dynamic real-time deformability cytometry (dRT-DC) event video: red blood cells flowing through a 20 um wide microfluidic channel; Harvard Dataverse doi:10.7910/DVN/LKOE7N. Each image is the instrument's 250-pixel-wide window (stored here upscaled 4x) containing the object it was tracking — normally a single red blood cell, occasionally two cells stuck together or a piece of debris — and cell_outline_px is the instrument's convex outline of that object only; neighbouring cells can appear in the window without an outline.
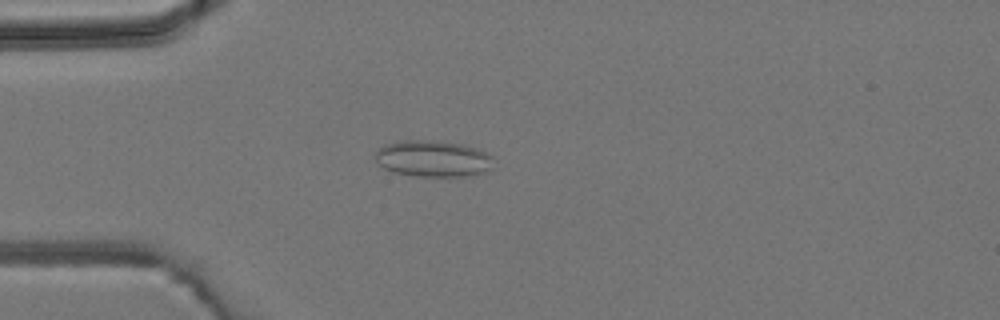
{"species": "common noctule bat (a hibernating species)", "species_latin": "Nyctalus noctula", "temperature_condition": "room temperature", "stored_images_in_passage": 3, "camera_frame_rate_fps": 3000, "um_per_image_px": 0.085, "animal": {"sex": "male", "body_mass_g": 19.2, "forearm_length_mm": 51.8}, "frame": {"image": 1, "passage_image": 2, "time_ms": 2.0, "image_size_px": [1000, 320], "cell_outline_px": [[492, 156], [488, 168], [484, 172], [472, 176], [416, 176], [392, 172], [384, 168], [376, 160], [376, 152], [380, 148], [388, 144], [404, 140], [432, 140], [460, 144], [476, 148]], "centroid_in_image_um": [36.78, 13.49], "position_along_channel_um": 48.2, "area_um2": 24.68}}